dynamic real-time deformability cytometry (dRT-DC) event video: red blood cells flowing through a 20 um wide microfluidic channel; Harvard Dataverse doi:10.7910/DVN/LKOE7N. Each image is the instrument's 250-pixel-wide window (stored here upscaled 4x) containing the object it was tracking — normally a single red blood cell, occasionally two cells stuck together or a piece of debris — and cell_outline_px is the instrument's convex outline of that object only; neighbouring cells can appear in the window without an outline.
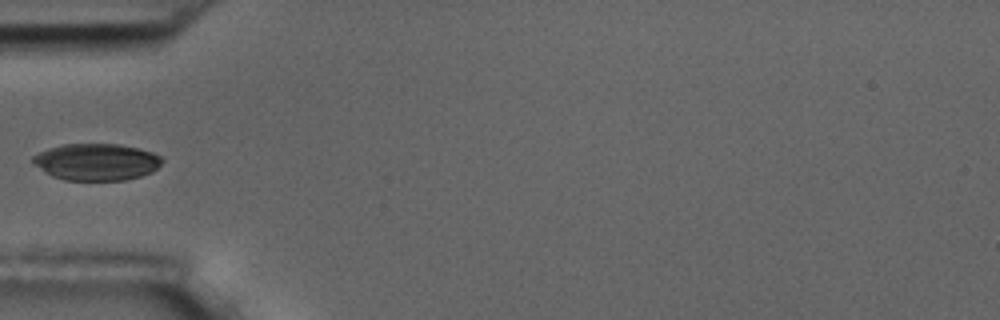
{"species": "common noctule bat (a hibernating species)", "species_latin": "Nyctalus noctula", "temperature_condition": "room temperature", "stored_images_in_passage": 6, "camera_frame_rate_fps": 3000, "um_per_image_px": 0.085, "animal": {"sex": "male", "body_mass_g": 17.5, "forearm_length_mm": 52.3}, "frame": {"image": 1, "passage_image": 6, "time_ms": 5.667, "image_size_px": [1000, 320], "cell_outline_px": [[164, 160], [152, 172], [140, 176], [124, 180], [64, 180], [52, 176], [40, 168], [32, 160], [32, 156], [48, 148], [60, 144], [120, 144], [152, 152], [164, 156]], "centroid_in_image_um": [8.22, 13.75], "position_along_channel_um": 76.8, "area_um2": 27.69}}